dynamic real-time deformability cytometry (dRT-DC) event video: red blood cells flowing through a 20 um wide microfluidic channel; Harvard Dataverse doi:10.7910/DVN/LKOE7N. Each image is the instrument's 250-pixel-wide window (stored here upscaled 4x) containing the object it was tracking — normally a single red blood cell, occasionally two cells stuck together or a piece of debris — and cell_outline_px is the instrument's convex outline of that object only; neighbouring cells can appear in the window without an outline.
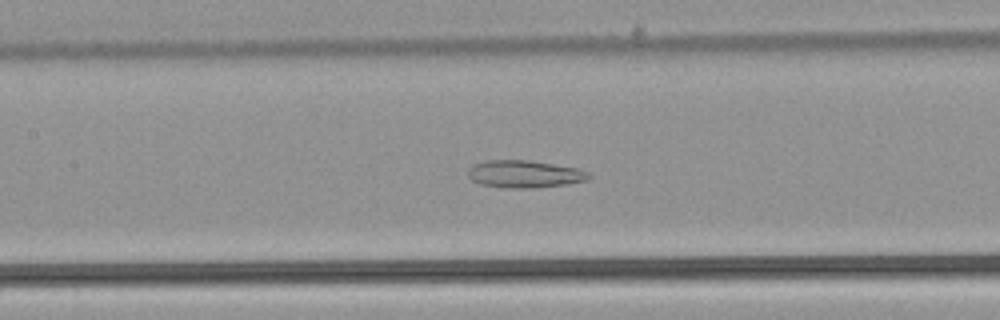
{"species": "common noctule bat (a hibernating species)", "species_latin": "Nyctalus noctula", "temperature_condition": "warm", "stored_images_in_passage": 37, "camera_frame_rate_fps": 3000, "um_per_image_px": 0.085, "animal": {"sex": "male", "body_mass_g": 21.5, "forearm_length_mm": 52.0}, "frame": {"image": 1, "passage_image": 16, "time_ms": 5.0, "image_size_px": [1000, 320], "cell_outline_px": [[592, 176], [588, 180], [568, 184], [536, 188], [508, 188], [480, 184], [472, 180], [468, 176], [468, 168], [472, 164], [488, 160], [528, 160], [576, 168], [588, 172]], "centroid_in_image_um": [44.57, 14.8], "position_along_channel_um": 162.8, "area_um2": 19.36}}
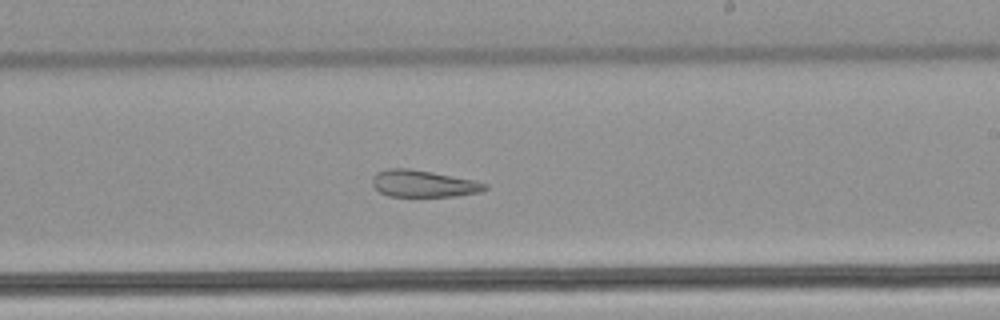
{"frame": {"image": 2, "passage_image": 23, "time_ms": 7.333, "image_size_px": [1000, 320], "cell_outline_px": [[488, 188], [480, 192], [456, 196], [388, 196], [380, 192], [372, 184], [372, 180], [376, 172], [388, 168], [408, 168], [432, 172], [476, 180], [488, 184]], "centroid_in_image_um": [36.01, 15.6], "position_along_channel_um": 253.0, "area_um2": 17.69}}
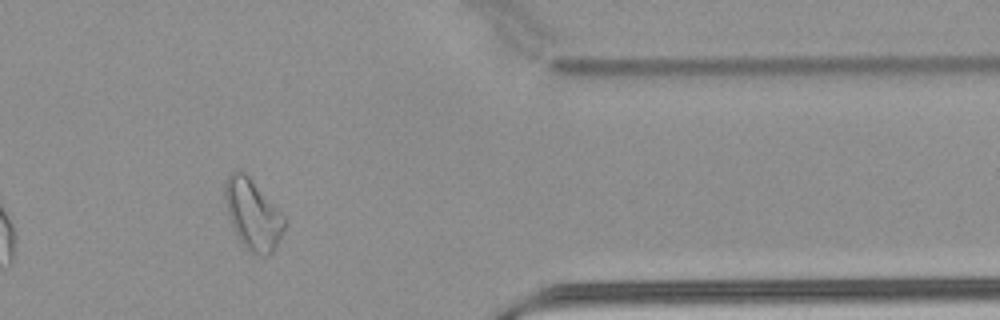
{"frame": {"image": 3, "passage_image": 35, "time_ms": 11.333, "image_size_px": [1000, 320], "cell_outline_px": [[284, 228], [272, 252], [268, 256], [256, 256], [248, 252], [244, 248], [232, 224], [228, 212], [224, 196], [224, 180], [232, 172], [244, 172], [248, 176], [284, 216]], "centroid_in_image_um": [21.46, 18.26], "position_along_channel_um": 389.9, "area_um2": 23.81}, "authors_computed_cell_mechanics": {"area_um2": 20.1144, "velocity_mm_per_s": 3.8816, "shape_relaxation_time_tau1_ms": null, "shape_relaxation_time_tau2_ms": 3.9825, "deformation_change_tau1": null, "deformation_change_tau2": 0.1376}}